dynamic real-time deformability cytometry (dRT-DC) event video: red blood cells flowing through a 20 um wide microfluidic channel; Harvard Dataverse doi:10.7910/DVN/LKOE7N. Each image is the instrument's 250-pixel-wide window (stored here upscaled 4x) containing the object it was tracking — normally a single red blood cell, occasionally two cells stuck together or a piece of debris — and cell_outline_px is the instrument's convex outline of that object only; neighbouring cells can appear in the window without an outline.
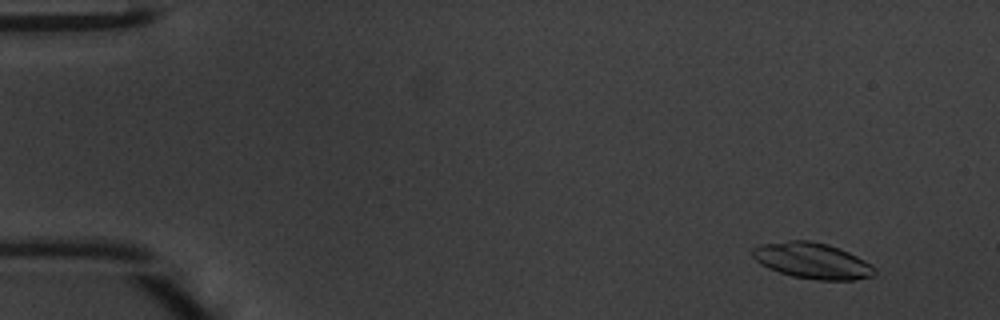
{"species": "common noctule bat (a hibernating species)", "species_latin": "Nyctalus noctula", "temperature_condition": "warm", "stored_images_in_passage": 49, "camera_frame_rate_fps": 3000, "um_per_image_px": 0.085, "animal": {"sex": "male", "body_mass_g": 20.1, "forearm_length_mm": 53.5}, "frame": {"image": 1, "passage_image": 5, "time_ms": 1.333, "image_size_px": [1000, 320], "cell_outline_px": [[876, 272], [872, 276], [852, 280], [820, 280], [792, 276], [768, 268], [760, 264], [752, 256], [752, 248], [764, 244], [788, 240], [808, 240], [828, 244], [840, 248], [872, 264], [876, 268]], "centroid_in_image_um": [69.05, 22.16], "position_along_channel_um": 15.9, "area_um2": 25.49}}
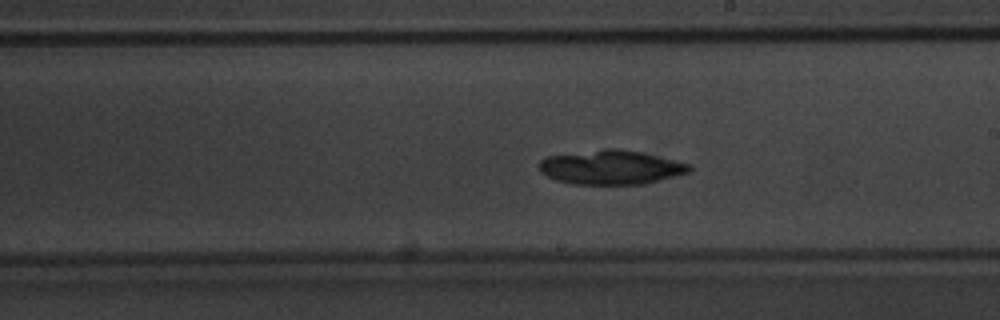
{"frame": {"image": 2, "passage_image": 29, "time_ms": 9.333, "image_size_px": [1000, 320], "cell_outline_px": [[692, 172], [644, 184], [572, 184], [556, 180], [540, 172], [536, 168], [536, 164], [540, 160], [548, 156], [604, 148], [616, 148], [640, 152], [692, 164]], "centroid_in_image_um": [51.92, 14.22], "position_along_channel_um": 237.1, "area_um2": 30.23}}
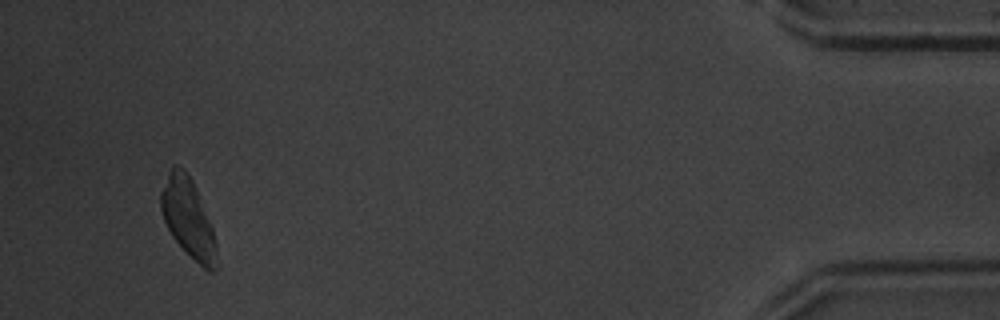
{"frame": {"image": 3, "passage_image": 47, "time_ms": 15.333, "image_size_px": [1000, 320], "cell_outline_px": [[216, 268], [212, 272], [208, 272], [172, 236], [164, 220], [160, 208], [160, 192], [172, 164], [176, 164], [184, 168], [192, 180], [196, 188], [212, 228], [216, 240]], "centroid_in_image_um": [15.97, 18.48], "position_along_channel_um": 419.2, "area_um2": 25.14}}